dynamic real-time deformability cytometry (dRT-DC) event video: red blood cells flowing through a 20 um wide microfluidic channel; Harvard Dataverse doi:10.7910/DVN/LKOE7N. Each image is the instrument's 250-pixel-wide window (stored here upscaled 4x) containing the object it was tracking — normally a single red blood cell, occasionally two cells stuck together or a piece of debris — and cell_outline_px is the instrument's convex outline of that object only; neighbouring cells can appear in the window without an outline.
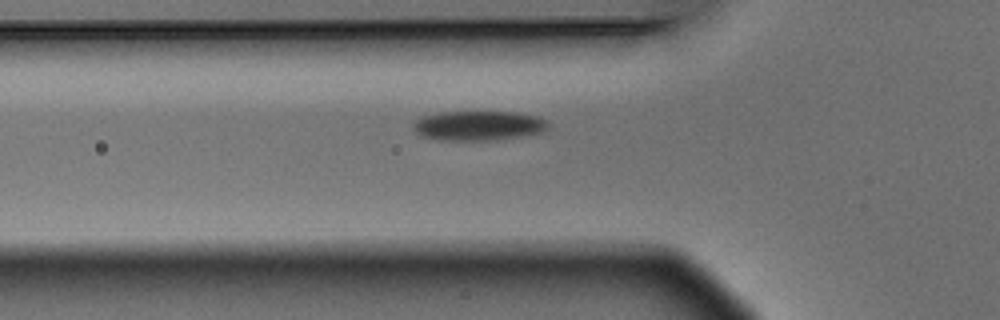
{"species": "Egyptian fruit bat (a non-hibernating species)", "species_latin": "Rousettus aegyptiacus", "temperature_condition": "warm", "stored_images_in_passage": 4, "camera_frame_rate_fps": 3000, "um_per_image_px": 0.085, "animal": {"sex": "male"}, "frame": {"image": 1, "passage_image": 4, "time_ms": 1.0, "image_size_px": [1000, 320], "cell_outline_px": [[548, 128], [544, 132], [496, 140], [440, 140], [420, 136], [412, 128], [412, 124], [416, 120], [424, 116], [436, 112], [512, 112], [536, 116], [544, 120], [548, 124]], "centroid_in_image_um": [40.62, 10.68], "position_along_channel_um": 85.2, "area_um2": 23.29}}